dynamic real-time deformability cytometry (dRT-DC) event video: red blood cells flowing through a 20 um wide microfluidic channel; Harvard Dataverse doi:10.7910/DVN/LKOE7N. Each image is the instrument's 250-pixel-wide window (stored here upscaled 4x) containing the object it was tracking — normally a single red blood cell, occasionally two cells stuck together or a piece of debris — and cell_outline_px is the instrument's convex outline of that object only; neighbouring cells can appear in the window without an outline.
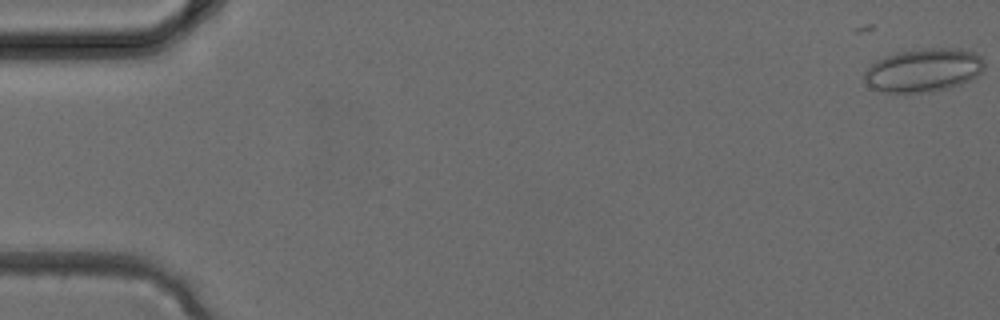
{"species": "common noctule bat (a hibernating species)", "species_latin": "Nyctalus noctula", "temperature_condition": "cold", "stored_images_in_passage": 4, "camera_frame_rate_fps": 3000, "um_per_image_px": 0.085, "animal": {"sex": "female", "body_mass_g": 24.6, "forearm_length_mm": 56.2}, "frame": {"image": 1, "passage_image": 1, "time_ms": 0.0, "image_size_px": [1000, 320], "cell_outline_px": [[984, 68], [972, 80], [948, 88], [928, 92], [884, 92], [872, 88], [864, 80], [864, 72], [876, 60], [884, 56], [900, 52], [924, 48], [960, 48], [976, 52], [984, 60]], "centroid_in_image_um": [78.52, 5.95], "position_along_channel_um": 6.5, "area_um2": 30.4}}
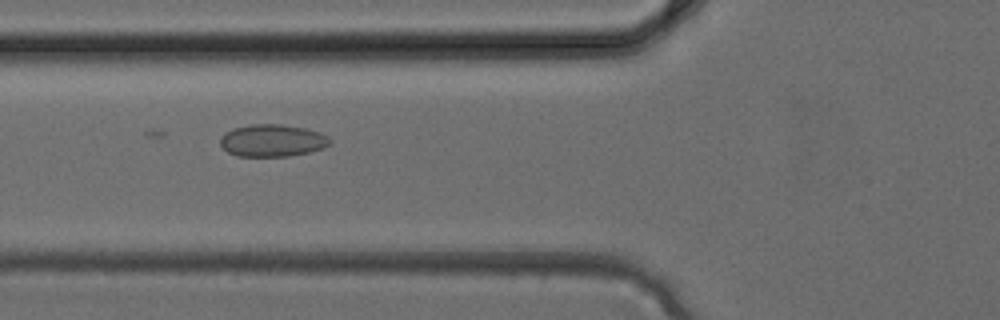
{"frame": {"image": 2, "passage_image": 4, "time_ms": 1.0, "image_size_px": [1000, 320], "cell_outline_px": [[332, 140], [324, 148], [308, 152], [288, 156], [236, 156], [228, 152], [220, 144], [220, 136], [224, 132], [232, 128], [252, 124], [280, 124], [304, 128], [320, 132], [328, 136]], "centroid_in_image_um": [23.13, 11.94], "position_along_channel_um": 102.7, "area_um2": 20.69}}